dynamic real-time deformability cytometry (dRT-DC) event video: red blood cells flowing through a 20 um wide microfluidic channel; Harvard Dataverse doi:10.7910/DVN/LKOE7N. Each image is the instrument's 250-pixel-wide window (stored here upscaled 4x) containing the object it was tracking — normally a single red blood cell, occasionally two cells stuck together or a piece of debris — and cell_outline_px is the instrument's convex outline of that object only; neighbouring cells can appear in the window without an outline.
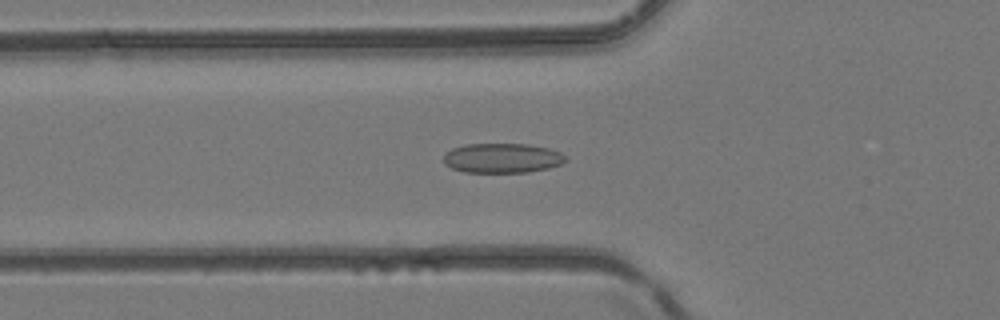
{"species": "common noctule bat (a hibernating species)", "species_latin": "Nyctalus noctula", "temperature_condition": "room temperature", "stored_images_in_passage": 41, "camera_frame_rate_fps": 3000, "um_per_image_px": 0.085, "animal": {"sex": "female", "body_mass_g": 24.6, "forearm_length_mm": 56.2}, "frame": {"image": 1, "passage_image": 16, "time_ms": 5.0, "image_size_px": [1000, 320], "cell_outline_px": [[568, 160], [560, 164], [548, 168], [528, 172], [464, 172], [452, 168], [444, 164], [444, 156], [452, 148], [464, 144], [528, 144], [548, 148], [560, 152]], "centroid_in_image_um": [42.68, 13.43], "position_along_channel_um": 83.1, "area_um2": 21.04}}
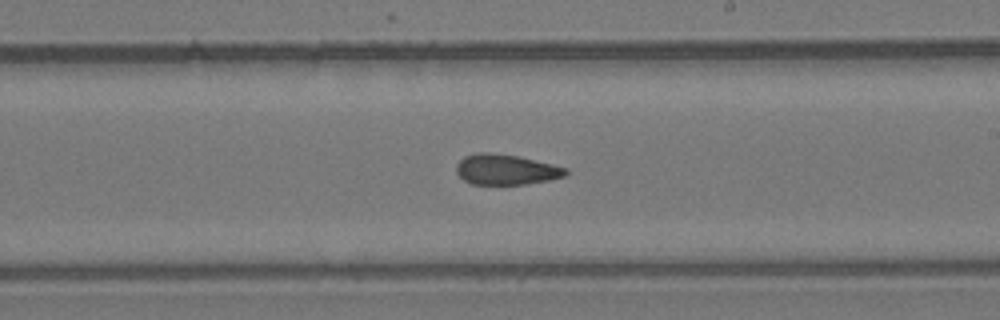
{"frame": {"image": 2, "passage_image": 26, "time_ms": 8.333, "image_size_px": [1000, 320], "cell_outline_px": [[568, 176], [548, 180], [524, 184], [472, 184], [464, 180], [456, 172], [456, 164], [464, 156], [480, 152], [488, 152], [520, 156], [568, 168]], "centroid_in_image_um": [43.03, 14.4], "position_along_channel_um": 246.0, "area_um2": 19.48}}
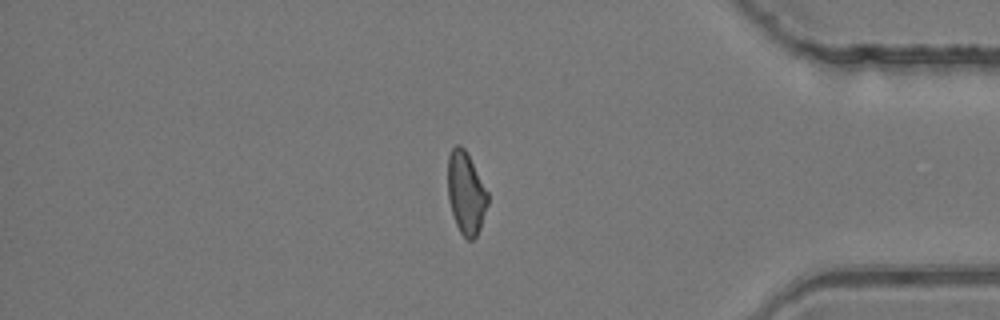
{"frame": {"image": 3, "passage_image": 37, "time_ms": 12.0, "image_size_px": [1000, 320], "cell_outline_px": [[488, 204], [480, 228], [476, 236], [472, 240], [468, 240], [460, 232], [456, 224], [452, 212], [448, 196], [448, 156], [452, 148], [456, 144], [460, 144], [464, 148], [488, 192]], "centroid_in_image_um": [39.6, 16.4], "position_along_channel_um": 395.6, "area_um2": 18.96}}